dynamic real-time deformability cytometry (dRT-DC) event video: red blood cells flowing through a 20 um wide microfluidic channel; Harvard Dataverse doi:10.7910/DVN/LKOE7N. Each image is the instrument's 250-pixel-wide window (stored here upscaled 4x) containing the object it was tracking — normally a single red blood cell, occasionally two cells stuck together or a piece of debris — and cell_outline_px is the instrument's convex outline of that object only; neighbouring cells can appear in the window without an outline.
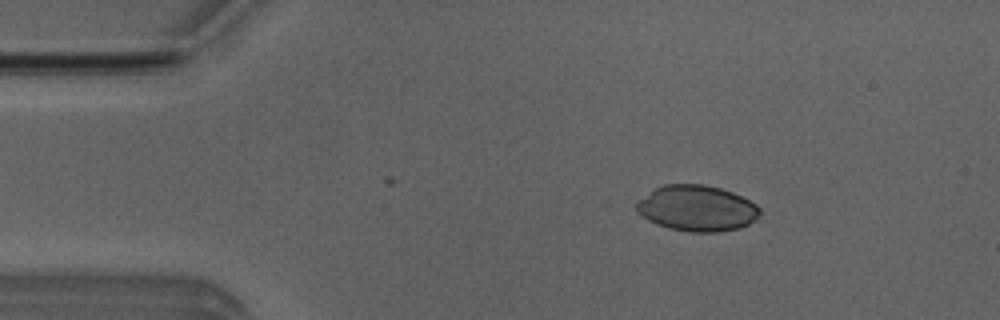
{"species": "Egyptian fruit bat (a non-hibernating species)", "species_latin": "Rousettus aegyptiacus", "temperature_condition": "room temperature", "stored_images_in_passage": 37, "camera_frame_rate_fps": 3000, "um_per_image_px": 0.085, "animal": {"sex": "male"}, "frame": {"image": 1, "passage_image": 8, "time_ms": 2.333, "image_size_px": [1000, 320], "cell_outline_px": [[760, 212], [756, 220], [740, 228], [716, 232], [692, 232], [668, 228], [656, 224], [648, 220], [636, 212], [636, 200], [656, 188], [664, 184], [704, 184], [720, 188], [732, 192], [756, 204], [760, 208]], "centroid_in_image_um": [59.21, 17.7], "position_along_channel_um": 25.8, "area_um2": 33.06}}